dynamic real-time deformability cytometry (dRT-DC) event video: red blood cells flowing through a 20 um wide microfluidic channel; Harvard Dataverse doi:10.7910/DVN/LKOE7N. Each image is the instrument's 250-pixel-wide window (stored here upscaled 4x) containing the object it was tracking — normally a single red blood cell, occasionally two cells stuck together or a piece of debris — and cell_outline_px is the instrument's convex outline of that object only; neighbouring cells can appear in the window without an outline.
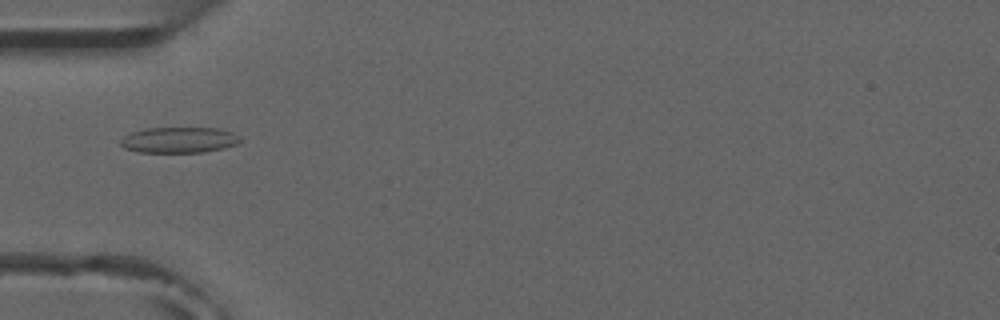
{"species": "common noctule bat (a hibernating species)", "species_latin": "Nyctalus noctula", "temperature_condition": "room temperature", "stored_images_in_passage": 8, "camera_frame_rate_fps": 3000, "um_per_image_px": 0.085, "animal": {"sex": "male", "forearm_length_mm": 52.5}, "frame": {"image": 1, "passage_image": 5, "time_ms": 5.0, "image_size_px": [1000, 320], "cell_outline_px": [[240, 140], [236, 144], [224, 148], [204, 152], [136, 152], [124, 148], [120, 144], [120, 140], [124, 136], [132, 132], [144, 128], [220, 128], [232, 132], [240, 136]], "centroid_in_image_um": [15.21, 11.89], "position_along_channel_um": 69.8, "area_um2": 18.03}}
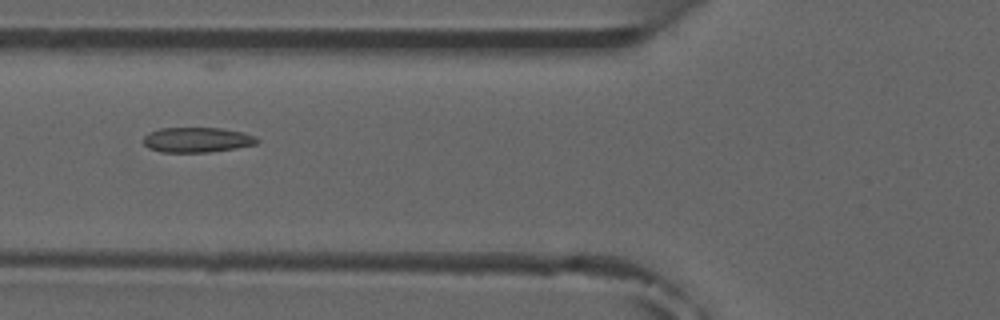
{"frame": {"image": 2, "passage_image": 6, "time_ms": 6.0, "image_size_px": [1000, 320], "cell_outline_px": [[260, 140], [256, 144], [236, 148], [208, 152], [160, 152], [148, 148], [140, 140], [148, 132], [160, 128], [220, 128], [244, 132], [256, 136]], "centroid_in_image_um": [16.72, 11.88], "position_along_channel_um": 109.1, "area_um2": 16.82}}
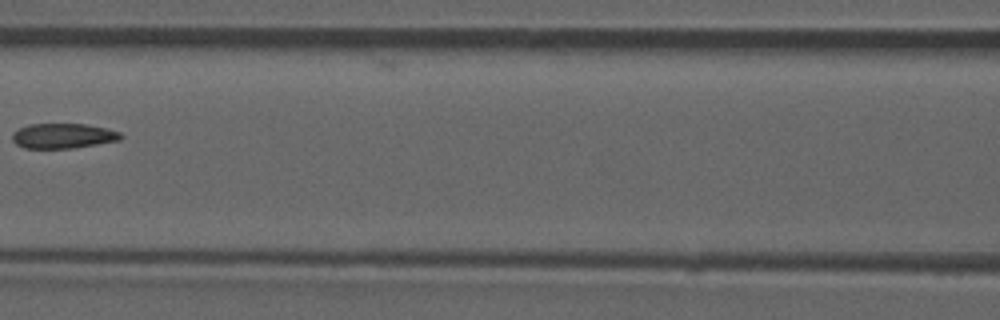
{"frame": {"image": 3, "passage_image": 7, "time_ms": 7.333, "image_size_px": [1000, 320], "cell_outline_px": [[124, 136], [120, 140], [72, 148], [24, 148], [16, 144], [12, 140], [12, 132], [28, 124], [84, 124], [108, 128], [120, 132]], "centroid_in_image_um": [5.36, 11.54], "position_along_channel_um": 161.2, "area_um2": 15.84}}